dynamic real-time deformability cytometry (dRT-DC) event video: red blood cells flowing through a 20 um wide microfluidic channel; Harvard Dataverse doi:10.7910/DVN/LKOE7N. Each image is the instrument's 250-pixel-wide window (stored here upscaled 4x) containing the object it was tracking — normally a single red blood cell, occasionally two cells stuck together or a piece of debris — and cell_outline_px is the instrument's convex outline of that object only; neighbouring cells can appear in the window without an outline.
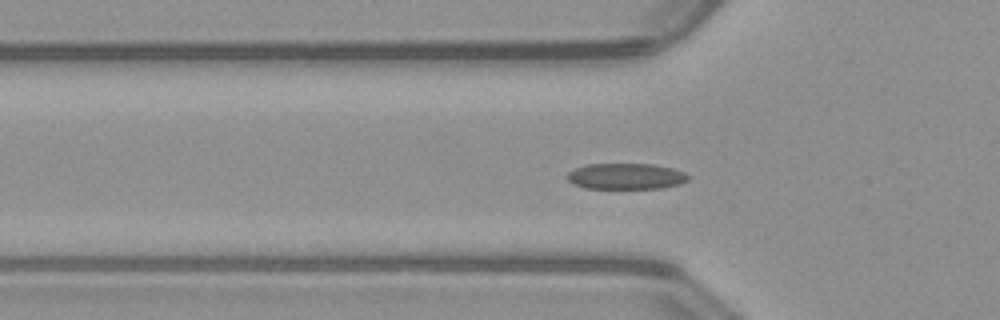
{"species": "common noctule bat (a hibernating species)", "species_latin": "Nyctalus noctula", "temperature_condition": "warm", "stored_images_in_passage": 40, "segment_of_instrument_passage": [1, 2], "camera_frame_rate_fps": 3000, "um_per_image_px": 0.085, "animal": {"sex": "male", "body_mass_g": 23.1, "forearm_length_mm": 52.7}, "frame": {"image": 1, "passage_image": 4, "time_ms": 1.0, "image_size_px": [1000, 320], "cell_outline_px": [[688, 180], [680, 184], [660, 188], [584, 188], [572, 184], [564, 176], [568, 172], [576, 168], [588, 164], [652, 164], [672, 168], [684, 172], [688, 176]], "centroid_in_image_um": [53.16, 14.98], "position_along_channel_um": 72.6, "area_um2": 18.32}}
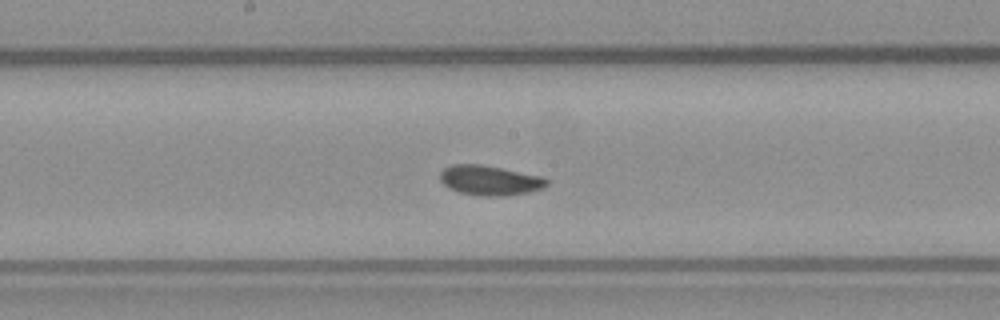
{"frame": {"image": 2, "passage_image": 14, "time_ms": 4.333, "image_size_px": [1000, 320], "cell_outline_px": [[548, 184], [544, 188], [528, 192], [504, 196], [480, 196], [460, 192], [448, 188], [440, 180], [440, 172], [444, 168], [452, 164], [480, 164], [544, 176], [548, 180]], "centroid_in_image_um": [41.64, 15.33], "position_along_channel_um": 206.6, "area_um2": 18.67}}
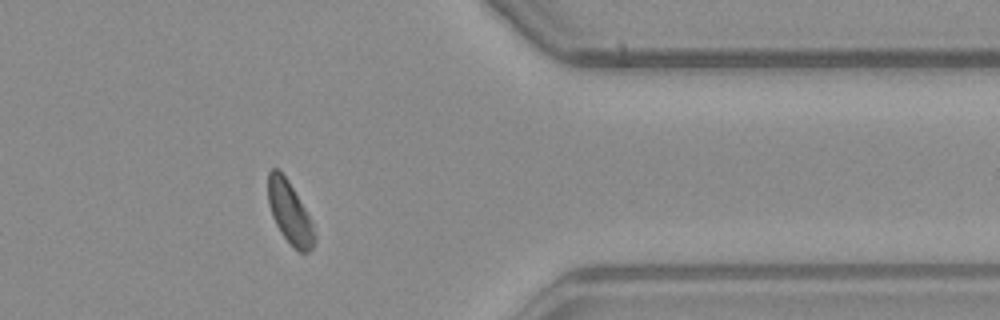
{"frame": {"image": 3, "passage_image": 29, "time_ms": 9.333, "image_size_px": [1000, 320], "cell_outline_px": [[316, 240], [312, 248], [308, 252], [300, 252], [280, 232], [272, 216], [268, 204], [268, 172], [272, 168], [276, 168], [288, 180], [304, 208], [312, 224], [316, 236]], "centroid_in_image_um": [24.61, 18.07], "position_along_channel_um": 386.8, "area_um2": 16.42}}